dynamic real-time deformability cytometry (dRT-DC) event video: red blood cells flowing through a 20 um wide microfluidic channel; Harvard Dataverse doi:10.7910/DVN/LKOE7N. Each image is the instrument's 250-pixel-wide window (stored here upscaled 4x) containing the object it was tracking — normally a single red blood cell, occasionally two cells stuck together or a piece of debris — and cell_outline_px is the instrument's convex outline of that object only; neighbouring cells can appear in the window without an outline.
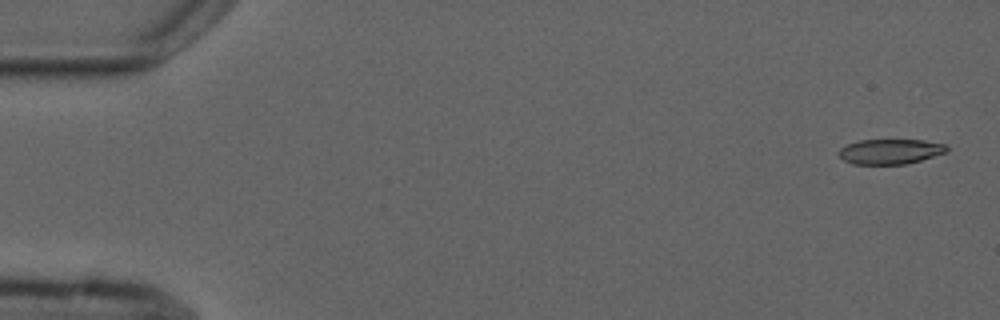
{"species": "common noctule bat (a hibernating species)", "species_latin": "Nyctalus noctula", "temperature_condition": "cold", "stored_images_in_passage": 5, "camera_frame_rate_fps": 3000, "um_per_image_px": 0.085, "animal": {"sex": "male", "forearm_length_mm": 52.5}, "frame": {"image": 1, "passage_image": 1, "time_ms": 0.0, "image_size_px": [1000, 320], "cell_outline_px": [[948, 152], [920, 160], [904, 164], [852, 164], [844, 160], [836, 152], [840, 148], [848, 144], [860, 140], [924, 140], [944, 144], [948, 148]], "centroid_in_image_um": [75.65, 12.88], "position_along_channel_um": 9.3, "area_um2": 15.72}}
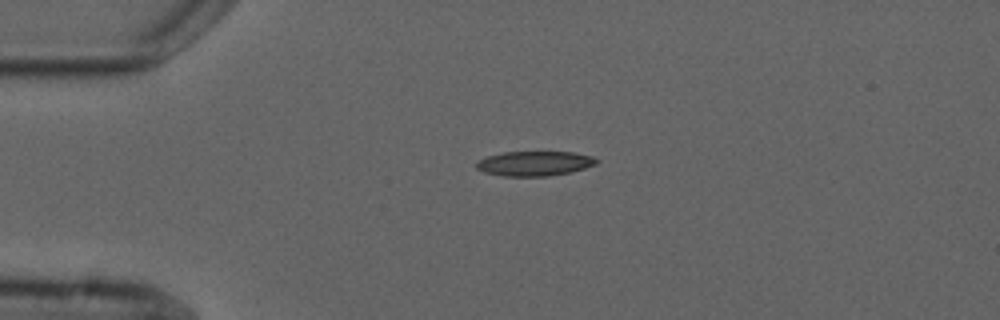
{"frame": {"image": 2, "passage_image": 4, "time_ms": 3.667, "image_size_px": [1000, 320], "cell_outline_px": [[600, 160], [596, 164], [584, 168], [568, 172], [548, 176], [504, 176], [484, 172], [476, 168], [476, 160], [488, 156], [504, 152], [572, 152], [592, 156]], "centroid_in_image_um": [45.42, 13.89], "position_along_channel_um": 39.6, "area_um2": 17.22}}
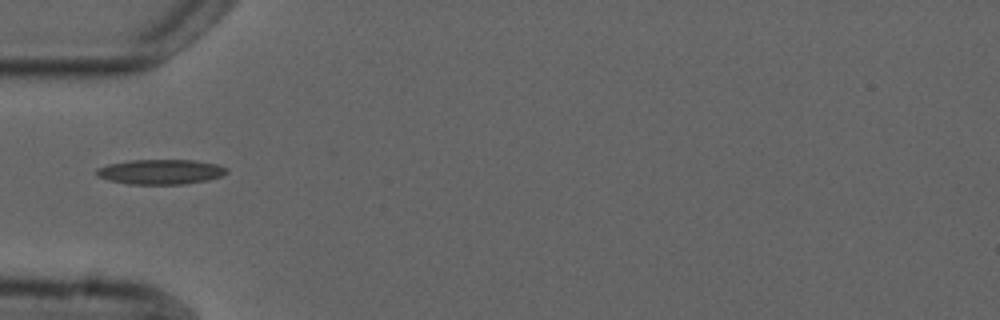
{"frame": {"image": 3, "passage_image": 5, "time_ms": 5.333, "image_size_px": [1000, 320], "cell_outline_px": [[228, 172], [220, 176], [208, 180], [184, 184], [128, 184], [108, 180], [96, 176], [96, 168], [108, 164], [132, 160], [196, 160], [220, 164], [228, 168]], "centroid_in_image_um": [13.67, 14.6], "position_along_channel_um": 71.3, "area_um2": 19.07}}